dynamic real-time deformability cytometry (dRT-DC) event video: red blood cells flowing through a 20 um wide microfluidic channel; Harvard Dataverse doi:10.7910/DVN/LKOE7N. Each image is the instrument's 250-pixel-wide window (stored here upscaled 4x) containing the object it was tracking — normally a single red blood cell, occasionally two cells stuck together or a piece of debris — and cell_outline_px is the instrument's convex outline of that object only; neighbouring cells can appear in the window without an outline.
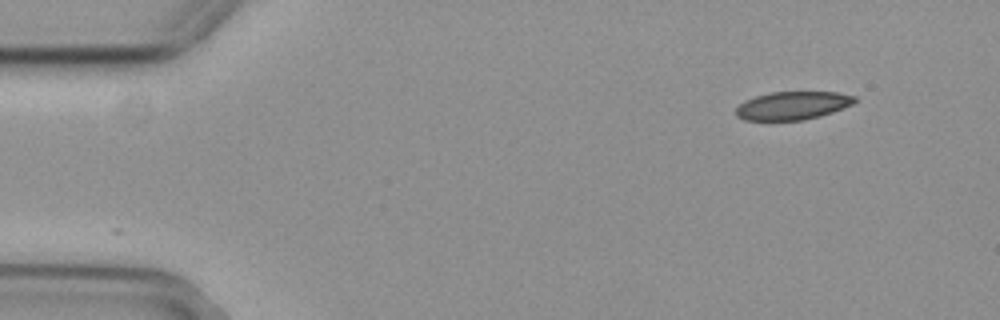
{"species": "common noctule bat (a hibernating species)", "species_latin": "Nyctalus noctula", "temperature_condition": "cold", "stored_images_in_passage": 51, "camera_frame_rate_fps": 3000, "um_per_image_px": 0.085, "animal": {"sex": "female", "body_mass_g": 29.2, "forearm_length_mm": 56.3}, "frame": {"image": 1, "passage_image": 1, "time_ms": 0.0, "image_size_px": [1000, 320], "cell_outline_px": [[856, 100], [852, 104], [832, 112], [820, 116], [804, 120], [744, 120], [736, 116], [736, 108], [744, 100], [756, 96], [772, 92], [836, 92], [856, 96]], "centroid_in_image_um": [67.36, 8.97], "position_along_channel_um": 17.6, "area_um2": 19.42}}
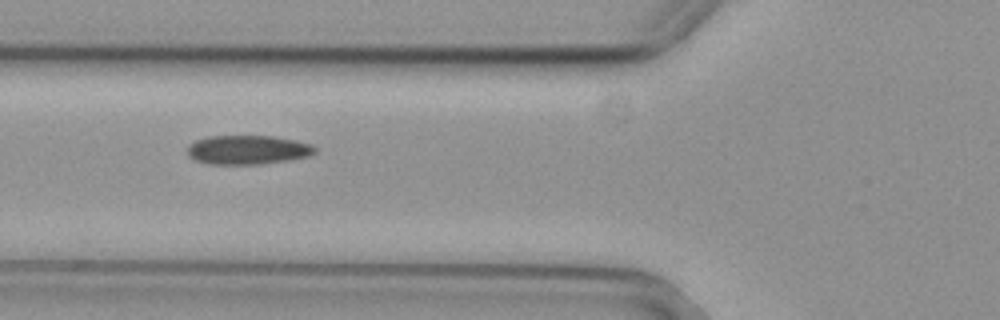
{"frame": {"image": 2, "passage_image": 16, "time_ms": 5.0, "image_size_px": [1000, 320], "cell_outline_px": [[316, 152], [308, 156], [288, 160], [260, 164], [208, 164], [196, 160], [188, 156], [188, 144], [196, 140], [208, 136], [272, 136], [296, 140], [312, 144], [316, 148]], "centroid_in_image_um": [21.05, 12.73], "position_along_channel_um": 104.7, "area_um2": 21.68}}
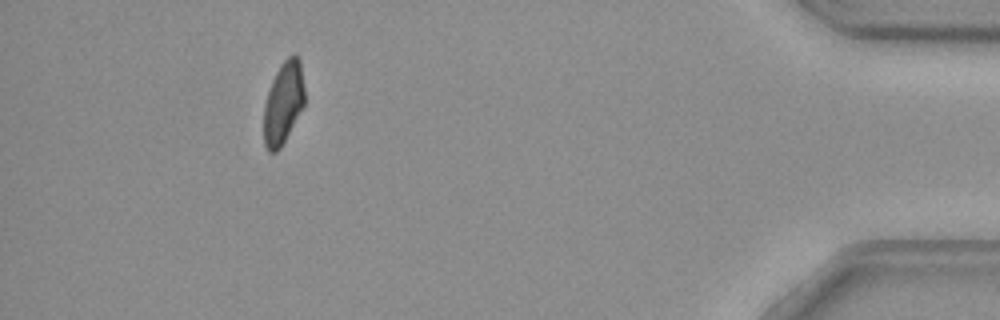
{"frame": {"image": 3, "passage_image": 46, "time_ms": 15.0, "image_size_px": [1000, 320], "cell_outline_px": [[304, 104], [280, 148], [276, 152], [268, 152], [264, 144], [264, 104], [272, 80], [280, 64], [292, 52], [296, 52], [300, 60], [304, 88]], "centroid_in_image_um": [24.08, 8.7], "position_along_channel_um": 411.1, "area_um2": 19.48}, "authors_computed_cell_mechanics": {"area_um2": 21.4438, "velocity_mm_per_s": 3.6994, "shape_relaxation_time_tau1_ms": 7.7028, "shape_relaxation_time_tau2_ms": null, "deformation_change_tau1": 0.1414, "deformation_change_tau2": null}}